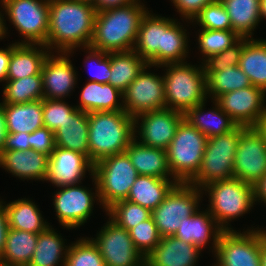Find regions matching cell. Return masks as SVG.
<instances>
[{
  "label": "cell",
  "mask_w": 266,
  "mask_h": 266,
  "mask_svg": "<svg viewBox=\"0 0 266 266\" xmlns=\"http://www.w3.org/2000/svg\"><path fill=\"white\" fill-rule=\"evenodd\" d=\"M176 19L151 14L143 16L133 49L151 66L184 63L188 51V36Z\"/></svg>",
  "instance_id": "1"
},
{
  "label": "cell",
  "mask_w": 266,
  "mask_h": 266,
  "mask_svg": "<svg viewBox=\"0 0 266 266\" xmlns=\"http://www.w3.org/2000/svg\"><path fill=\"white\" fill-rule=\"evenodd\" d=\"M95 16L91 0L49 1V31L45 46L50 52L54 49L55 53L69 54L77 47L90 46Z\"/></svg>",
  "instance_id": "2"
},
{
  "label": "cell",
  "mask_w": 266,
  "mask_h": 266,
  "mask_svg": "<svg viewBox=\"0 0 266 266\" xmlns=\"http://www.w3.org/2000/svg\"><path fill=\"white\" fill-rule=\"evenodd\" d=\"M147 9L143 3L130 2L96 12L90 47L107 53L132 50Z\"/></svg>",
  "instance_id": "3"
},
{
  "label": "cell",
  "mask_w": 266,
  "mask_h": 266,
  "mask_svg": "<svg viewBox=\"0 0 266 266\" xmlns=\"http://www.w3.org/2000/svg\"><path fill=\"white\" fill-rule=\"evenodd\" d=\"M89 160L94 165L102 159L125 152L135 138V120L125 110L88 113Z\"/></svg>",
  "instance_id": "4"
},
{
  "label": "cell",
  "mask_w": 266,
  "mask_h": 266,
  "mask_svg": "<svg viewBox=\"0 0 266 266\" xmlns=\"http://www.w3.org/2000/svg\"><path fill=\"white\" fill-rule=\"evenodd\" d=\"M196 66V67H195ZM163 75L166 108L185 114L190 108L207 102L203 64L168 63Z\"/></svg>",
  "instance_id": "5"
},
{
  "label": "cell",
  "mask_w": 266,
  "mask_h": 266,
  "mask_svg": "<svg viewBox=\"0 0 266 266\" xmlns=\"http://www.w3.org/2000/svg\"><path fill=\"white\" fill-rule=\"evenodd\" d=\"M202 190L209 193L207 210L224 231L233 230L228 227L229 223L248 213L256 204L254 186L234 177L212 182Z\"/></svg>",
  "instance_id": "6"
},
{
  "label": "cell",
  "mask_w": 266,
  "mask_h": 266,
  "mask_svg": "<svg viewBox=\"0 0 266 266\" xmlns=\"http://www.w3.org/2000/svg\"><path fill=\"white\" fill-rule=\"evenodd\" d=\"M207 137L183 119L166 149L169 167L177 183H190L197 175Z\"/></svg>",
  "instance_id": "7"
},
{
  "label": "cell",
  "mask_w": 266,
  "mask_h": 266,
  "mask_svg": "<svg viewBox=\"0 0 266 266\" xmlns=\"http://www.w3.org/2000/svg\"><path fill=\"white\" fill-rule=\"evenodd\" d=\"M100 205L104 210L127 198L138 173L126 152L102 159L93 165Z\"/></svg>",
  "instance_id": "8"
},
{
  "label": "cell",
  "mask_w": 266,
  "mask_h": 266,
  "mask_svg": "<svg viewBox=\"0 0 266 266\" xmlns=\"http://www.w3.org/2000/svg\"><path fill=\"white\" fill-rule=\"evenodd\" d=\"M239 138L240 125L226 134L208 138L200 169L190 184L202 189L212 182L233 178Z\"/></svg>",
  "instance_id": "9"
},
{
  "label": "cell",
  "mask_w": 266,
  "mask_h": 266,
  "mask_svg": "<svg viewBox=\"0 0 266 266\" xmlns=\"http://www.w3.org/2000/svg\"><path fill=\"white\" fill-rule=\"evenodd\" d=\"M203 194L205 193L202 189L190 183H177L161 204L151 211V217L160 236H174L181 220L192 216L199 210Z\"/></svg>",
  "instance_id": "10"
},
{
  "label": "cell",
  "mask_w": 266,
  "mask_h": 266,
  "mask_svg": "<svg viewBox=\"0 0 266 266\" xmlns=\"http://www.w3.org/2000/svg\"><path fill=\"white\" fill-rule=\"evenodd\" d=\"M223 231L214 253V266H261L262 243L266 234L262 228Z\"/></svg>",
  "instance_id": "11"
},
{
  "label": "cell",
  "mask_w": 266,
  "mask_h": 266,
  "mask_svg": "<svg viewBox=\"0 0 266 266\" xmlns=\"http://www.w3.org/2000/svg\"><path fill=\"white\" fill-rule=\"evenodd\" d=\"M1 4L9 22L25 38L19 43L46 45L49 31L48 0H3Z\"/></svg>",
  "instance_id": "12"
},
{
  "label": "cell",
  "mask_w": 266,
  "mask_h": 266,
  "mask_svg": "<svg viewBox=\"0 0 266 266\" xmlns=\"http://www.w3.org/2000/svg\"><path fill=\"white\" fill-rule=\"evenodd\" d=\"M265 175L266 140L257 127L240 125L233 177L254 186Z\"/></svg>",
  "instance_id": "13"
},
{
  "label": "cell",
  "mask_w": 266,
  "mask_h": 266,
  "mask_svg": "<svg viewBox=\"0 0 266 266\" xmlns=\"http://www.w3.org/2000/svg\"><path fill=\"white\" fill-rule=\"evenodd\" d=\"M90 176L94 182L95 193L86 186L77 184L59 187L61 189L52 196L58 221L64 228L72 230L84 225L93 213L95 200L100 203L96 180L93 175Z\"/></svg>",
  "instance_id": "14"
},
{
  "label": "cell",
  "mask_w": 266,
  "mask_h": 266,
  "mask_svg": "<svg viewBox=\"0 0 266 266\" xmlns=\"http://www.w3.org/2000/svg\"><path fill=\"white\" fill-rule=\"evenodd\" d=\"M150 67L146 65L122 93L124 110L131 117L166 108L163 76L147 71Z\"/></svg>",
  "instance_id": "15"
},
{
  "label": "cell",
  "mask_w": 266,
  "mask_h": 266,
  "mask_svg": "<svg viewBox=\"0 0 266 266\" xmlns=\"http://www.w3.org/2000/svg\"><path fill=\"white\" fill-rule=\"evenodd\" d=\"M90 239L98 247L105 266H145V257L133 244L129 231L110 219L96 238Z\"/></svg>",
  "instance_id": "16"
},
{
  "label": "cell",
  "mask_w": 266,
  "mask_h": 266,
  "mask_svg": "<svg viewBox=\"0 0 266 266\" xmlns=\"http://www.w3.org/2000/svg\"><path fill=\"white\" fill-rule=\"evenodd\" d=\"M266 92L253 85L224 93L214 101L237 125L256 127L266 112Z\"/></svg>",
  "instance_id": "17"
},
{
  "label": "cell",
  "mask_w": 266,
  "mask_h": 266,
  "mask_svg": "<svg viewBox=\"0 0 266 266\" xmlns=\"http://www.w3.org/2000/svg\"><path fill=\"white\" fill-rule=\"evenodd\" d=\"M183 119V113L168 108L139 114L134 118L135 137L143 145L166 150Z\"/></svg>",
  "instance_id": "18"
},
{
  "label": "cell",
  "mask_w": 266,
  "mask_h": 266,
  "mask_svg": "<svg viewBox=\"0 0 266 266\" xmlns=\"http://www.w3.org/2000/svg\"><path fill=\"white\" fill-rule=\"evenodd\" d=\"M86 171L93 175V164L85 154L55 146L48 158L46 181L57 187L77 185Z\"/></svg>",
  "instance_id": "19"
},
{
  "label": "cell",
  "mask_w": 266,
  "mask_h": 266,
  "mask_svg": "<svg viewBox=\"0 0 266 266\" xmlns=\"http://www.w3.org/2000/svg\"><path fill=\"white\" fill-rule=\"evenodd\" d=\"M50 52L45 58L42 69L43 97L45 99H65L77 82V71L73 67L69 53ZM69 57V58H68Z\"/></svg>",
  "instance_id": "20"
},
{
  "label": "cell",
  "mask_w": 266,
  "mask_h": 266,
  "mask_svg": "<svg viewBox=\"0 0 266 266\" xmlns=\"http://www.w3.org/2000/svg\"><path fill=\"white\" fill-rule=\"evenodd\" d=\"M201 249L175 236L162 237L145 257V266H195Z\"/></svg>",
  "instance_id": "21"
},
{
  "label": "cell",
  "mask_w": 266,
  "mask_h": 266,
  "mask_svg": "<svg viewBox=\"0 0 266 266\" xmlns=\"http://www.w3.org/2000/svg\"><path fill=\"white\" fill-rule=\"evenodd\" d=\"M49 156L35 150H3L0 167L21 180L46 181Z\"/></svg>",
  "instance_id": "22"
},
{
  "label": "cell",
  "mask_w": 266,
  "mask_h": 266,
  "mask_svg": "<svg viewBox=\"0 0 266 266\" xmlns=\"http://www.w3.org/2000/svg\"><path fill=\"white\" fill-rule=\"evenodd\" d=\"M224 230L218 225L216 220L208 210H197L192 216L181 220L179 229L175 237L184 242L194 244L201 250L206 247L212 237V252H216L219 237Z\"/></svg>",
  "instance_id": "23"
},
{
  "label": "cell",
  "mask_w": 266,
  "mask_h": 266,
  "mask_svg": "<svg viewBox=\"0 0 266 266\" xmlns=\"http://www.w3.org/2000/svg\"><path fill=\"white\" fill-rule=\"evenodd\" d=\"M49 53V49L43 44L12 43L7 80L41 75L43 62Z\"/></svg>",
  "instance_id": "24"
},
{
  "label": "cell",
  "mask_w": 266,
  "mask_h": 266,
  "mask_svg": "<svg viewBox=\"0 0 266 266\" xmlns=\"http://www.w3.org/2000/svg\"><path fill=\"white\" fill-rule=\"evenodd\" d=\"M125 152L138 175L173 179L166 150L143 145L135 137Z\"/></svg>",
  "instance_id": "25"
},
{
  "label": "cell",
  "mask_w": 266,
  "mask_h": 266,
  "mask_svg": "<svg viewBox=\"0 0 266 266\" xmlns=\"http://www.w3.org/2000/svg\"><path fill=\"white\" fill-rule=\"evenodd\" d=\"M80 93V103L76 107L86 113L101 111H122V92L110 83L87 81ZM119 98V99H118Z\"/></svg>",
  "instance_id": "26"
},
{
  "label": "cell",
  "mask_w": 266,
  "mask_h": 266,
  "mask_svg": "<svg viewBox=\"0 0 266 266\" xmlns=\"http://www.w3.org/2000/svg\"><path fill=\"white\" fill-rule=\"evenodd\" d=\"M88 113L76 108L54 132L55 146L85 154L89 158Z\"/></svg>",
  "instance_id": "27"
},
{
  "label": "cell",
  "mask_w": 266,
  "mask_h": 266,
  "mask_svg": "<svg viewBox=\"0 0 266 266\" xmlns=\"http://www.w3.org/2000/svg\"><path fill=\"white\" fill-rule=\"evenodd\" d=\"M205 103L190 108L185 114L186 119L192 126L198 129L207 138L213 136L226 134L238 125L237 123L227 115L219 105L214 101L212 110L204 113Z\"/></svg>",
  "instance_id": "28"
},
{
  "label": "cell",
  "mask_w": 266,
  "mask_h": 266,
  "mask_svg": "<svg viewBox=\"0 0 266 266\" xmlns=\"http://www.w3.org/2000/svg\"><path fill=\"white\" fill-rule=\"evenodd\" d=\"M177 184L174 179L138 175L126 200L154 210Z\"/></svg>",
  "instance_id": "29"
},
{
  "label": "cell",
  "mask_w": 266,
  "mask_h": 266,
  "mask_svg": "<svg viewBox=\"0 0 266 266\" xmlns=\"http://www.w3.org/2000/svg\"><path fill=\"white\" fill-rule=\"evenodd\" d=\"M3 107L8 133H32L42 128V100L19 104H0Z\"/></svg>",
  "instance_id": "30"
},
{
  "label": "cell",
  "mask_w": 266,
  "mask_h": 266,
  "mask_svg": "<svg viewBox=\"0 0 266 266\" xmlns=\"http://www.w3.org/2000/svg\"><path fill=\"white\" fill-rule=\"evenodd\" d=\"M239 67L248 76L251 85L266 92V40L244 38Z\"/></svg>",
  "instance_id": "31"
},
{
  "label": "cell",
  "mask_w": 266,
  "mask_h": 266,
  "mask_svg": "<svg viewBox=\"0 0 266 266\" xmlns=\"http://www.w3.org/2000/svg\"><path fill=\"white\" fill-rule=\"evenodd\" d=\"M5 208L11 229L39 234L50 225L38 206L28 198L14 200L5 204Z\"/></svg>",
  "instance_id": "32"
},
{
  "label": "cell",
  "mask_w": 266,
  "mask_h": 266,
  "mask_svg": "<svg viewBox=\"0 0 266 266\" xmlns=\"http://www.w3.org/2000/svg\"><path fill=\"white\" fill-rule=\"evenodd\" d=\"M51 227L48 226L38 234L37 244L28 266H65L69 246L64 244L61 234Z\"/></svg>",
  "instance_id": "33"
},
{
  "label": "cell",
  "mask_w": 266,
  "mask_h": 266,
  "mask_svg": "<svg viewBox=\"0 0 266 266\" xmlns=\"http://www.w3.org/2000/svg\"><path fill=\"white\" fill-rule=\"evenodd\" d=\"M230 17L232 31L241 38H252L260 23V0H220Z\"/></svg>",
  "instance_id": "34"
},
{
  "label": "cell",
  "mask_w": 266,
  "mask_h": 266,
  "mask_svg": "<svg viewBox=\"0 0 266 266\" xmlns=\"http://www.w3.org/2000/svg\"><path fill=\"white\" fill-rule=\"evenodd\" d=\"M38 240V234L9 228L0 263L7 266H28Z\"/></svg>",
  "instance_id": "35"
},
{
  "label": "cell",
  "mask_w": 266,
  "mask_h": 266,
  "mask_svg": "<svg viewBox=\"0 0 266 266\" xmlns=\"http://www.w3.org/2000/svg\"><path fill=\"white\" fill-rule=\"evenodd\" d=\"M111 75L109 83L122 93L148 63L134 50L111 52Z\"/></svg>",
  "instance_id": "36"
},
{
  "label": "cell",
  "mask_w": 266,
  "mask_h": 266,
  "mask_svg": "<svg viewBox=\"0 0 266 266\" xmlns=\"http://www.w3.org/2000/svg\"><path fill=\"white\" fill-rule=\"evenodd\" d=\"M205 81L206 95L213 101L224 93L251 86L248 76L239 66H228L219 72H205Z\"/></svg>",
  "instance_id": "37"
},
{
  "label": "cell",
  "mask_w": 266,
  "mask_h": 266,
  "mask_svg": "<svg viewBox=\"0 0 266 266\" xmlns=\"http://www.w3.org/2000/svg\"><path fill=\"white\" fill-rule=\"evenodd\" d=\"M3 88V102L0 104H19L42 100L43 83L41 75H32L17 80H7Z\"/></svg>",
  "instance_id": "38"
},
{
  "label": "cell",
  "mask_w": 266,
  "mask_h": 266,
  "mask_svg": "<svg viewBox=\"0 0 266 266\" xmlns=\"http://www.w3.org/2000/svg\"><path fill=\"white\" fill-rule=\"evenodd\" d=\"M105 211L111 221L127 231L151 217L148 208L126 199L113 203Z\"/></svg>",
  "instance_id": "39"
},
{
  "label": "cell",
  "mask_w": 266,
  "mask_h": 266,
  "mask_svg": "<svg viewBox=\"0 0 266 266\" xmlns=\"http://www.w3.org/2000/svg\"><path fill=\"white\" fill-rule=\"evenodd\" d=\"M197 39L198 48L203 57V63L207 58L220 54L224 50L231 48L241 37L232 30H208L199 29Z\"/></svg>",
  "instance_id": "40"
},
{
  "label": "cell",
  "mask_w": 266,
  "mask_h": 266,
  "mask_svg": "<svg viewBox=\"0 0 266 266\" xmlns=\"http://www.w3.org/2000/svg\"><path fill=\"white\" fill-rule=\"evenodd\" d=\"M65 266H105L98 247L89 237L69 244Z\"/></svg>",
  "instance_id": "41"
},
{
  "label": "cell",
  "mask_w": 266,
  "mask_h": 266,
  "mask_svg": "<svg viewBox=\"0 0 266 266\" xmlns=\"http://www.w3.org/2000/svg\"><path fill=\"white\" fill-rule=\"evenodd\" d=\"M201 29L232 30L230 17L220 0L207 4L192 20Z\"/></svg>",
  "instance_id": "42"
},
{
  "label": "cell",
  "mask_w": 266,
  "mask_h": 266,
  "mask_svg": "<svg viewBox=\"0 0 266 266\" xmlns=\"http://www.w3.org/2000/svg\"><path fill=\"white\" fill-rule=\"evenodd\" d=\"M135 247L146 257L160 242L161 236L152 217L129 230Z\"/></svg>",
  "instance_id": "43"
},
{
  "label": "cell",
  "mask_w": 266,
  "mask_h": 266,
  "mask_svg": "<svg viewBox=\"0 0 266 266\" xmlns=\"http://www.w3.org/2000/svg\"><path fill=\"white\" fill-rule=\"evenodd\" d=\"M43 123L52 132L60 127L77 108L70 106L63 99H42Z\"/></svg>",
  "instance_id": "44"
},
{
  "label": "cell",
  "mask_w": 266,
  "mask_h": 266,
  "mask_svg": "<svg viewBox=\"0 0 266 266\" xmlns=\"http://www.w3.org/2000/svg\"><path fill=\"white\" fill-rule=\"evenodd\" d=\"M244 47V38H241L231 48H228L217 54L207 58L202 64L204 72L223 71L228 66H239L241 53Z\"/></svg>",
  "instance_id": "45"
},
{
  "label": "cell",
  "mask_w": 266,
  "mask_h": 266,
  "mask_svg": "<svg viewBox=\"0 0 266 266\" xmlns=\"http://www.w3.org/2000/svg\"><path fill=\"white\" fill-rule=\"evenodd\" d=\"M83 49H85V51H87L89 54L88 56H86L84 62H95L96 64V68H94L95 73H89L92 76V78H90L91 80L89 81H95L103 84L109 83L111 75L110 53L91 48L90 46L85 47Z\"/></svg>",
  "instance_id": "46"
},
{
  "label": "cell",
  "mask_w": 266,
  "mask_h": 266,
  "mask_svg": "<svg viewBox=\"0 0 266 266\" xmlns=\"http://www.w3.org/2000/svg\"><path fill=\"white\" fill-rule=\"evenodd\" d=\"M30 147L49 156L55 148L54 132L44 126L36 129L30 133Z\"/></svg>",
  "instance_id": "47"
},
{
  "label": "cell",
  "mask_w": 266,
  "mask_h": 266,
  "mask_svg": "<svg viewBox=\"0 0 266 266\" xmlns=\"http://www.w3.org/2000/svg\"><path fill=\"white\" fill-rule=\"evenodd\" d=\"M214 1L216 0H171L177 12L185 18L186 22L190 21L189 23L207 4Z\"/></svg>",
  "instance_id": "48"
},
{
  "label": "cell",
  "mask_w": 266,
  "mask_h": 266,
  "mask_svg": "<svg viewBox=\"0 0 266 266\" xmlns=\"http://www.w3.org/2000/svg\"><path fill=\"white\" fill-rule=\"evenodd\" d=\"M3 150L29 151L30 134L29 133H8Z\"/></svg>",
  "instance_id": "49"
},
{
  "label": "cell",
  "mask_w": 266,
  "mask_h": 266,
  "mask_svg": "<svg viewBox=\"0 0 266 266\" xmlns=\"http://www.w3.org/2000/svg\"><path fill=\"white\" fill-rule=\"evenodd\" d=\"M3 202V200H0V257L5 250L7 233L10 228L5 204Z\"/></svg>",
  "instance_id": "50"
},
{
  "label": "cell",
  "mask_w": 266,
  "mask_h": 266,
  "mask_svg": "<svg viewBox=\"0 0 266 266\" xmlns=\"http://www.w3.org/2000/svg\"><path fill=\"white\" fill-rule=\"evenodd\" d=\"M12 53V44L7 48H0V82L7 81V72L9 66V60Z\"/></svg>",
  "instance_id": "51"
},
{
  "label": "cell",
  "mask_w": 266,
  "mask_h": 266,
  "mask_svg": "<svg viewBox=\"0 0 266 266\" xmlns=\"http://www.w3.org/2000/svg\"><path fill=\"white\" fill-rule=\"evenodd\" d=\"M91 3L95 7L96 12L103 10L123 7L130 3L129 0H91Z\"/></svg>",
  "instance_id": "52"
},
{
  "label": "cell",
  "mask_w": 266,
  "mask_h": 266,
  "mask_svg": "<svg viewBox=\"0 0 266 266\" xmlns=\"http://www.w3.org/2000/svg\"><path fill=\"white\" fill-rule=\"evenodd\" d=\"M255 202H263L266 205V175L254 185Z\"/></svg>",
  "instance_id": "53"
},
{
  "label": "cell",
  "mask_w": 266,
  "mask_h": 266,
  "mask_svg": "<svg viewBox=\"0 0 266 266\" xmlns=\"http://www.w3.org/2000/svg\"><path fill=\"white\" fill-rule=\"evenodd\" d=\"M7 134L8 131H7L5 114L3 107L0 105V153L3 151V148L5 146Z\"/></svg>",
  "instance_id": "54"
},
{
  "label": "cell",
  "mask_w": 266,
  "mask_h": 266,
  "mask_svg": "<svg viewBox=\"0 0 266 266\" xmlns=\"http://www.w3.org/2000/svg\"><path fill=\"white\" fill-rule=\"evenodd\" d=\"M2 11H0V39H4L6 37L7 34V27H6V19L4 20V14L1 13ZM5 36V37H4Z\"/></svg>",
  "instance_id": "55"
},
{
  "label": "cell",
  "mask_w": 266,
  "mask_h": 266,
  "mask_svg": "<svg viewBox=\"0 0 266 266\" xmlns=\"http://www.w3.org/2000/svg\"><path fill=\"white\" fill-rule=\"evenodd\" d=\"M256 127L263 134V136L266 140V112L261 117V119H260V121Z\"/></svg>",
  "instance_id": "56"
},
{
  "label": "cell",
  "mask_w": 266,
  "mask_h": 266,
  "mask_svg": "<svg viewBox=\"0 0 266 266\" xmlns=\"http://www.w3.org/2000/svg\"><path fill=\"white\" fill-rule=\"evenodd\" d=\"M259 8H260V19L261 20L262 18L266 19V0H260Z\"/></svg>",
  "instance_id": "57"
},
{
  "label": "cell",
  "mask_w": 266,
  "mask_h": 266,
  "mask_svg": "<svg viewBox=\"0 0 266 266\" xmlns=\"http://www.w3.org/2000/svg\"><path fill=\"white\" fill-rule=\"evenodd\" d=\"M261 266H266V240L262 243Z\"/></svg>",
  "instance_id": "58"
},
{
  "label": "cell",
  "mask_w": 266,
  "mask_h": 266,
  "mask_svg": "<svg viewBox=\"0 0 266 266\" xmlns=\"http://www.w3.org/2000/svg\"><path fill=\"white\" fill-rule=\"evenodd\" d=\"M130 2H137V3H141L140 0H129Z\"/></svg>",
  "instance_id": "59"
}]
</instances>
